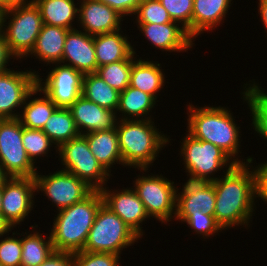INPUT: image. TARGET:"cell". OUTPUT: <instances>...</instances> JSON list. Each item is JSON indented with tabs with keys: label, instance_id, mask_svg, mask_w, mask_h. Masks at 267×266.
<instances>
[{
	"label": "cell",
	"instance_id": "1",
	"mask_svg": "<svg viewBox=\"0 0 267 266\" xmlns=\"http://www.w3.org/2000/svg\"><path fill=\"white\" fill-rule=\"evenodd\" d=\"M213 183L216 194L214 211L216 222L224 231L235 229L237 226L248 230L256 213L257 202L255 178L251 166L236 164Z\"/></svg>",
	"mask_w": 267,
	"mask_h": 266
},
{
	"label": "cell",
	"instance_id": "2",
	"mask_svg": "<svg viewBox=\"0 0 267 266\" xmlns=\"http://www.w3.org/2000/svg\"><path fill=\"white\" fill-rule=\"evenodd\" d=\"M192 104V102L186 104L188 115L186 132L195 139L218 146L236 164H248L252 156L244 159L239 155L242 153V150L240 151L241 127L237 125L231 109L225 106H210V104L204 107Z\"/></svg>",
	"mask_w": 267,
	"mask_h": 266
},
{
	"label": "cell",
	"instance_id": "3",
	"mask_svg": "<svg viewBox=\"0 0 267 266\" xmlns=\"http://www.w3.org/2000/svg\"><path fill=\"white\" fill-rule=\"evenodd\" d=\"M153 120L117 121L116 130L124 167L150 169L155 165L153 164L155 160L160 157L159 153L169 143L172 145L170 141L173 139L160 131Z\"/></svg>",
	"mask_w": 267,
	"mask_h": 266
},
{
	"label": "cell",
	"instance_id": "4",
	"mask_svg": "<svg viewBox=\"0 0 267 266\" xmlns=\"http://www.w3.org/2000/svg\"><path fill=\"white\" fill-rule=\"evenodd\" d=\"M103 198L93 190L86 198L75 204L54 211L52 228L49 230L55 251L78 252L84 249L89 231L93 226Z\"/></svg>",
	"mask_w": 267,
	"mask_h": 266
},
{
	"label": "cell",
	"instance_id": "5",
	"mask_svg": "<svg viewBox=\"0 0 267 266\" xmlns=\"http://www.w3.org/2000/svg\"><path fill=\"white\" fill-rule=\"evenodd\" d=\"M182 137L180 142L179 155L187 174V180L213 182L217 178L215 175L225 174L231 170L236 163L218 146L192 137L188 133ZM218 171V172H217ZM220 172V173H219Z\"/></svg>",
	"mask_w": 267,
	"mask_h": 266
},
{
	"label": "cell",
	"instance_id": "6",
	"mask_svg": "<svg viewBox=\"0 0 267 266\" xmlns=\"http://www.w3.org/2000/svg\"><path fill=\"white\" fill-rule=\"evenodd\" d=\"M42 27L41 12L34 1L3 10L1 32L16 61L30 54Z\"/></svg>",
	"mask_w": 267,
	"mask_h": 266
},
{
	"label": "cell",
	"instance_id": "7",
	"mask_svg": "<svg viewBox=\"0 0 267 266\" xmlns=\"http://www.w3.org/2000/svg\"><path fill=\"white\" fill-rule=\"evenodd\" d=\"M136 170H140V174L141 172L143 174L135 177L132 188L144 204L149 217L167 225L168 222L174 220L176 214L177 186L174 184L175 181L166 178L162 173L160 175L158 173L147 174L151 168Z\"/></svg>",
	"mask_w": 267,
	"mask_h": 266
},
{
	"label": "cell",
	"instance_id": "8",
	"mask_svg": "<svg viewBox=\"0 0 267 266\" xmlns=\"http://www.w3.org/2000/svg\"><path fill=\"white\" fill-rule=\"evenodd\" d=\"M141 238L113 211L102 204L98 209L93 226L83 251L109 252L121 256L125 248Z\"/></svg>",
	"mask_w": 267,
	"mask_h": 266
},
{
	"label": "cell",
	"instance_id": "9",
	"mask_svg": "<svg viewBox=\"0 0 267 266\" xmlns=\"http://www.w3.org/2000/svg\"><path fill=\"white\" fill-rule=\"evenodd\" d=\"M57 153L63 167L60 169L77 176L93 190L100 191L110 178L112 180L113 175H110L97 161L84 135L80 134L63 143L58 147Z\"/></svg>",
	"mask_w": 267,
	"mask_h": 266
},
{
	"label": "cell",
	"instance_id": "10",
	"mask_svg": "<svg viewBox=\"0 0 267 266\" xmlns=\"http://www.w3.org/2000/svg\"><path fill=\"white\" fill-rule=\"evenodd\" d=\"M23 126L16 119H0V164L10 177H34L38 168L22 143Z\"/></svg>",
	"mask_w": 267,
	"mask_h": 266
},
{
	"label": "cell",
	"instance_id": "11",
	"mask_svg": "<svg viewBox=\"0 0 267 266\" xmlns=\"http://www.w3.org/2000/svg\"><path fill=\"white\" fill-rule=\"evenodd\" d=\"M36 195L43 193L56 211L86 198L93 189L77 176L59 168L48 175L37 172L34 176Z\"/></svg>",
	"mask_w": 267,
	"mask_h": 266
},
{
	"label": "cell",
	"instance_id": "12",
	"mask_svg": "<svg viewBox=\"0 0 267 266\" xmlns=\"http://www.w3.org/2000/svg\"><path fill=\"white\" fill-rule=\"evenodd\" d=\"M46 73L47 76H42L44 78L40 73L37 75V86L57 107L69 108L82 95L84 74L80 71L62 63H54Z\"/></svg>",
	"mask_w": 267,
	"mask_h": 266
},
{
	"label": "cell",
	"instance_id": "13",
	"mask_svg": "<svg viewBox=\"0 0 267 266\" xmlns=\"http://www.w3.org/2000/svg\"><path fill=\"white\" fill-rule=\"evenodd\" d=\"M35 70L11 68L0 73V119L19 118L28 94L37 86Z\"/></svg>",
	"mask_w": 267,
	"mask_h": 266
},
{
	"label": "cell",
	"instance_id": "14",
	"mask_svg": "<svg viewBox=\"0 0 267 266\" xmlns=\"http://www.w3.org/2000/svg\"><path fill=\"white\" fill-rule=\"evenodd\" d=\"M35 192L34 177H11L2 186L1 214L13 229L22 225L35 209Z\"/></svg>",
	"mask_w": 267,
	"mask_h": 266
},
{
	"label": "cell",
	"instance_id": "15",
	"mask_svg": "<svg viewBox=\"0 0 267 266\" xmlns=\"http://www.w3.org/2000/svg\"><path fill=\"white\" fill-rule=\"evenodd\" d=\"M100 193L103 204L117 214L142 239L145 232L141 224L143 222L145 224L151 218L136 191L132 187L113 190L107 185L100 190Z\"/></svg>",
	"mask_w": 267,
	"mask_h": 266
},
{
	"label": "cell",
	"instance_id": "16",
	"mask_svg": "<svg viewBox=\"0 0 267 266\" xmlns=\"http://www.w3.org/2000/svg\"><path fill=\"white\" fill-rule=\"evenodd\" d=\"M137 30L150 42L151 47L161 52H188L194 48L195 41L189 36L186 29L179 23L172 21L165 24L135 23ZM180 26V27H179Z\"/></svg>",
	"mask_w": 267,
	"mask_h": 266
},
{
	"label": "cell",
	"instance_id": "17",
	"mask_svg": "<svg viewBox=\"0 0 267 266\" xmlns=\"http://www.w3.org/2000/svg\"><path fill=\"white\" fill-rule=\"evenodd\" d=\"M76 1H79L77 29L92 36L122 29V22L126 19L110 6L99 0Z\"/></svg>",
	"mask_w": 267,
	"mask_h": 266
},
{
	"label": "cell",
	"instance_id": "18",
	"mask_svg": "<svg viewBox=\"0 0 267 266\" xmlns=\"http://www.w3.org/2000/svg\"><path fill=\"white\" fill-rule=\"evenodd\" d=\"M62 64L83 74L95 73L98 66L94 48V36L84 31L69 30L65 39Z\"/></svg>",
	"mask_w": 267,
	"mask_h": 266
},
{
	"label": "cell",
	"instance_id": "19",
	"mask_svg": "<svg viewBox=\"0 0 267 266\" xmlns=\"http://www.w3.org/2000/svg\"><path fill=\"white\" fill-rule=\"evenodd\" d=\"M68 109L81 135L116 128L118 121L116 112L102 108L83 95Z\"/></svg>",
	"mask_w": 267,
	"mask_h": 266
},
{
	"label": "cell",
	"instance_id": "20",
	"mask_svg": "<svg viewBox=\"0 0 267 266\" xmlns=\"http://www.w3.org/2000/svg\"><path fill=\"white\" fill-rule=\"evenodd\" d=\"M181 190V191H180ZM216 194L213 182L190 181L176 191V213L214 215Z\"/></svg>",
	"mask_w": 267,
	"mask_h": 266
},
{
	"label": "cell",
	"instance_id": "21",
	"mask_svg": "<svg viewBox=\"0 0 267 266\" xmlns=\"http://www.w3.org/2000/svg\"><path fill=\"white\" fill-rule=\"evenodd\" d=\"M232 4V0H194L192 39L195 41L199 35L212 33V30L222 26Z\"/></svg>",
	"mask_w": 267,
	"mask_h": 266
},
{
	"label": "cell",
	"instance_id": "22",
	"mask_svg": "<svg viewBox=\"0 0 267 266\" xmlns=\"http://www.w3.org/2000/svg\"><path fill=\"white\" fill-rule=\"evenodd\" d=\"M69 29L64 27L50 26L43 24L34 48L30 54L24 58L25 60L30 56H34L35 60L41 64L61 63L64 51L65 39ZM43 62V63H42Z\"/></svg>",
	"mask_w": 267,
	"mask_h": 266
},
{
	"label": "cell",
	"instance_id": "23",
	"mask_svg": "<svg viewBox=\"0 0 267 266\" xmlns=\"http://www.w3.org/2000/svg\"><path fill=\"white\" fill-rule=\"evenodd\" d=\"M126 35V36H125ZM124 34L122 29L111 32L94 35V48L97 60V66L101 67L113 62L126 60L136 50L132 45V40Z\"/></svg>",
	"mask_w": 267,
	"mask_h": 266
},
{
	"label": "cell",
	"instance_id": "24",
	"mask_svg": "<svg viewBox=\"0 0 267 266\" xmlns=\"http://www.w3.org/2000/svg\"><path fill=\"white\" fill-rule=\"evenodd\" d=\"M165 78L161 63L138 57L132 64L129 86L151 95L158 102V94L161 95L166 85Z\"/></svg>",
	"mask_w": 267,
	"mask_h": 266
},
{
	"label": "cell",
	"instance_id": "25",
	"mask_svg": "<svg viewBox=\"0 0 267 266\" xmlns=\"http://www.w3.org/2000/svg\"><path fill=\"white\" fill-rule=\"evenodd\" d=\"M84 136L87 139L90 151L110 175H112V167L115 169L114 165L119 164L123 167L116 128L89 132Z\"/></svg>",
	"mask_w": 267,
	"mask_h": 266
},
{
	"label": "cell",
	"instance_id": "26",
	"mask_svg": "<svg viewBox=\"0 0 267 266\" xmlns=\"http://www.w3.org/2000/svg\"><path fill=\"white\" fill-rule=\"evenodd\" d=\"M156 103L157 101L151 95L128 86L119 94L117 118L118 120L156 119L151 114L157 106Z\"/></svg>",
	"mask_w": 267,
	"mask_h": 266
},
{
	"label": "cell",
	"instance_id": "27",
	"mask_svg": "<svg viewBox=\"0 0 267 266\" xmlns=\"http://www.w3.org/2000/svg\"><path fill=\"white\" fill-rule=\"evenodd\" d=\"M253 80V81H252ZM246 84H243L242 92L240 93L243 104L247 103L248 111L250 109L251 129L256 135L263 138L267 142V91L256 83V79H252ZM245 85V86H244Z\"/></svg>",
	"mask_w": 267,
	"mask_h": 266
},
{
	"label": "cell",
	"instance_id": "28",
	"mask_svg": "<svg viewBox=\"0 0 267 266\" xmlns=\"http://www.w3.org/2000/svg\"><path fill=\"white\" fill-rule=\"evenodd\" d=\"M56 108L55 103L36 86L28 94L18 119L23 127L42 130Z\"/></svg>",
	"mask_w": 267,
	"mask_h": 266
},
{
	"label": "cell",
	"instance_id": "29",
	"mask_svg": "<svg viewBox=\"0 0 267 266\" xmlns=\"http://www.w3.org/2000/svg\"><path fill=\"white\" fill-rule=\"evenodd\" d=\"M34 2L40 9L43 24L69 30L77 29L79 1L76 3L75 0H34Z\"/></svg>",
	"mask_w": 267,
	"mask_h": 266
},
{
	"label": "cell",
	"instance_id": "30",
	"mask_svg": "<svg viewBox=\"0 0 267 266\" xmlns=\"http://www.w3.org/2000/svg\"><path fill=\"white\" fill-rule=\"evenodd\" d=\"M36 228H38L37 224L31 225L30 229L33 230L30 231L29 229L28 232L25 230L21 233V236H23L21 266H39L54 251L50 233H48L49 236L48 234L46 236L42 235L43 233L37 231Z\"/></svg>",
	"mask_w": 267,
	"mask_h": 266
},
{
	"label": "cell",
	"instance_id": "31",
	"mask_svg": "<svg viewBox=\"0 0 267 266\" xmlns=\"http://www.w3.org/2000/svg\"><path fill=\"white\" fill-rule=\"evenodd\" d=\"M117 90L109 86L95 73L84 74L82 95L102 108L116 112L119 105Z\"/></svg>",
	"mask_w": 267,
	"mask_h": 266
},
{
	"label": "cell",
	"instance_id": "32",
	"mask_svg": "<svg viewBox=\"0 0 267 266\" xmlns=\"http://www.w3.org/2000/svg\"><path fill=\"white\" fill-rule=\"evenodd\" d=\"M42 131L57 148L80 135L70 110L61 107H57L53 111Z\"/></svg>",
	"mask_w": 267,
	"mask_h": 266
},
{
	"label": "cell",
	"instance_id": "33",
	"mask_svg": "<svg viewBox=\"0 0 267 266\" xmlns=\"http://www.w3.org/2000/svg\"><path fill=\"white\" fill-rule=\"evenodd\" d=\"M134 52L129 58L98 67L95 74L102 78L109 86L122 92L130 83V73L133 62L139 55ZM136 55V56H135Z\"/></svg>",
	"mask_w": 267,
	"mask_h": 266
},
{
	"label": "cell",
	"instance_id": "34",
	"mask_svg": "<svg viewBox=\"0 0 267 266\" xmlns=\"http://www.w3.org/2000/svg\"><path fill=\"white\" fill-rule=\"evenodd\" d=\"M22 143L28 157L35 165L38 159L43 160L41 157H49L48 153L51 154V149L52 151L55 149L57 154L58 148L41 129L23 127Z\"/></svg>",
	"mask_w": 267,
	"mask_h": 266
},
{
	"label": "cell",
	"instance_id": "35",
	"mask_svg": "<svg viewBox=\"0 0 267 266\" xmlns=\"http://www.w3.org/2000/svg\"><path fill=\"white\" fill-rule=\"evenodd\" d=\"M174 221L188 225V228L190 227L192 232L194 231L193 234H198V237L202 236L203 241H205L204 239H209L210 236L212 239L213 236L223 231L216 222L214 215H206L202 211L199 213H176Z\"/></svg>",
	"mask_w": 267,
	"mask_h": 266
},
{
	"label": "cell",
	"instance_id": "36",
	"mask_svg": "<svg viewBox=\"0 0 267 266\" xmlns=\"http://www.w3.org/2000/svg\"><path fill=\"white\" fill-rule=\"evenodd\" d=\"M133 17L136 18L134 23L165 24L172 22L168 11L162 6L159 0H142Z\"/></svg>",
	"mask_w": 267,
	"mask_h": 266
},
{
	"label": "cell",
	"instance_id": "37",
	"mask_svg": "<svg viewBox=\"0 0 267 266\" xmlns=\"http://www.w3.org/2000/svg\"><path fill=\"white\" fill-rule=\"evenodd\" d=\"M9 234L11 233L8 232L0 237V264L2 266H21V233L14 230L12 235L9 236Z\"/></svg>",
	"mask_w": 267,
	"mask_h": 266
},
{
	"label": "cell",
	"instance_id": "38",
	"mask_svg": "<svg viewBox=\"0 0 267 266\" xmlns=\"http://www.w3.org/2000/svg\"><path fill=\"white\" fill-rule=\"evenodd\" d=\"M172 21L179 23L192 38V14L194 0H159Z\"/></svg>",
	"mask_w": 267,
	"mask_h": 266
},
{
	"label": "cell",
	"instance_id": "39",
	"mask_svg": "<svg viewBox=\"0 0 267 266\" xmlns=\"http://www.w3.org/2000/svg\"><path fill=\"white\" fill-rule=\"evenodd\" d=\"M120 258L115 253L82 250L73 253V266H121Z\"/></svg>",
	"mask_w": 267,
	"mask_h": 266
},
{
	"label": "cell",
	"instance_id": "40",
	"mask_svg": "<svg viewBox=\"0 0 267 266\" xmlns=\"http://www.w3.org/2000/svg\"><path fill=\"white\" fill-rule=\"evenodd\" d=\"M254 157L248 162L254 172L255 178V200H263L267 204V161L264 163L254 162ZM253 163V164H252ZM255 164V165H254ZM254 165V166H253Z\"/></svg>",
	"mask_w": 267,
	"mask_h": 266
},
{
	"label": "cell",
	"instance_id": "41",
	"mask_svg": "<svg viewBox=\"0 0 267 266\" xmlns=\"http://www.w3.org/2000/svg\"><path fill=\"white\" fill-rule=\"evenodd\" d=\"M106 5L113 8L118 14H120L123 18L128 19L132 17L135 13L138 5L142 0H99Z\"/></svg>",
	"mask_w": 267,
	"mask_h": 266
},
{
	"label": "cell",
	"instance_id": "42",
	"mask_svg": "<svg viewBox=\"0 0 267 266\" xmlns=\"http://www.w3.org/2000/svg\"><path fill=\"white\" fill-rule=\"evenodd\" d=\"M39 266H73V252L54 250Z\"/></svg>",
	"mask_w": 267,
	"mask_h": 266
},
{
	"label": "cell",
	"instance_id": "43",
	"mask_svg": "<svg viewBox=\"0 0 267 266\" xmlns=\"http://www.w3.org/2000/svg\"><path fill=\"white\" fill-rule=\"evenodd\" d=\"M12 59L13 61H11ZM15 59L16 57L11 53L6 43L4 34L0 32V73L11 69L8 66H10L11 62H14Z\"/></svg>",
	"mask_w": 267,
	"mask_h": 266
},
{
	"label": "cell",
	"instance_id": "44",
	"mask_svg": "<svg viewBox=\"0 0 267 266\" xmlns=\"http://www.w3.org/2000/svg\"><path fill=\"white\" fill-rule=\"evenodd\" d=\"M258 14L260 16L261 19H259V21H261V24H263V28H265V33L267 34V0H258ZM267 36V35H266Z\"/></svg>",
	"mask_w": 267,
	"mask_h": 266
},
{
	"label": "cell",
	"instance_id": "45",
	"mask_svg": "<svg viewBox=\"0 0 267 266\" xmlns=\"http://www.w3.org/2000/svg\"><path fill=\"white\" fill-rule=\"evenodd\" d=\"M13 228L5 220L4 216L0 213V237L5 235L8 232H11Z\"/></svg>",
	"mask_w": 267,
	"mask_h": 266
},
{
	"label": "cell",
	"instance_id": "46",
	"mask_svg": "<svg viewBox=\"0 0 267 266\" xmlns=\"http://www.w3.org/2000/svg\"><path fill=\"white\" fill-rule=\"evenodd\" d=\"M34 0H4V9L10 6L31 3Z\"/></svg>",
	"mask_w": 267,
	"mask_h": 266
},
{
	"label": "cell",
	"instance_id": "47",
	"mask_svg": "<svg viewBox=\"0 0 267 266\" xmlns=\"http://www.w3.org/2000/svg\"><path fill=\"white\" fill-rule=\"evenodd\" d=\"M11 177L5 172L0 164V187L3 186Z\"/></svg>",
	"mask_w": 267,
	"mask_h": 266
},
{
	"label": "cell",
	"instance_id": "48",
	"mask_svg": "<svg viewBox=\"0 0 267 266\" xmlns=\"http://www.w3.org/2000/svg\"><path fill=\"white\" fill-rule=\"evenodd\" d=\"M3 8L0 6V32H1V27H2V14H3Z\"/></svg>",
	"mask_w": 267,
	"mask_h": 266
},
{
	"label": "cell",
	"instance_id": "49",
	"mask_svg": "<svg viewBox=\"0 0 267 266\" xmlns=\"http://www.w3.org/2000/svg\"><path fill=\"white\" fill-rule=\"evenodd\" d=\"M2 209V186L0 187V213Z\"/></svg>",
	"mask_w": 267,
	"mask_h": 266
},
{
	"label": "cell",
	"instance_id": "50",
	"mask_svg": "<svg viewBox=\"0 0 267 266\" xmlns=\"http://www.w3.org/2000/svg\"><path fill=\"white\" fill-rule=\"evenodd\" d=\"M0 6L4 9V0H0Z\"/></svg>",
	"mask_w": 267,
	"mask_h": 266
}]
</instances>
